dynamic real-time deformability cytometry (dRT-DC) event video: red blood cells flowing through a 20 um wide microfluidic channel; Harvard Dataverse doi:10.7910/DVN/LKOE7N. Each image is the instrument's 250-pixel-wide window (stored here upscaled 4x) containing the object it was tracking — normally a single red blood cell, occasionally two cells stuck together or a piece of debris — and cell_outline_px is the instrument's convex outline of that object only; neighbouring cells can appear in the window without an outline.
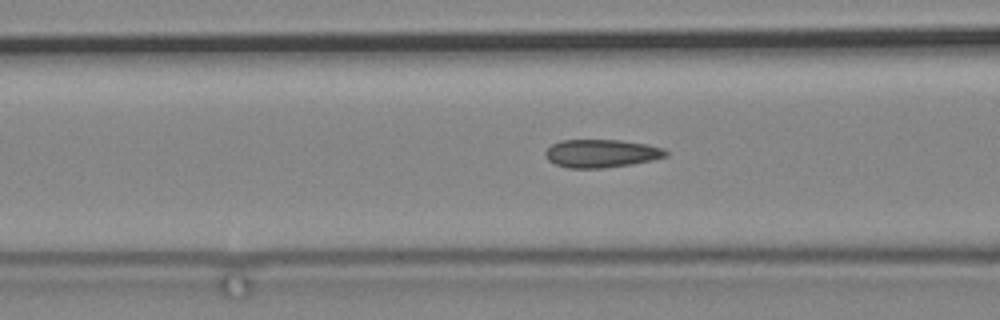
{"species": "common noctule bat (a hibernating species)", "species_latin": "Nyctalus noctula", "temperature_condition": "cold", "stored_images_in_passage": 84, "camera_frame_rate_fps": 3000, "um_per_image_px": 0.085, "animal": {"sex": "male", "body_mass_g": 19.2, "forearm_length_mm": 51.8}, "frame": {"image": 1, "passage_image": 45, "time_ms": 14.667, "image_size_px": [1000, 320], "cell_outline_px": [[668, 156], [652, 160], [632, 164], [600, 168], [568, 168], [556, 164], [548, 160], [544, 152], [552, 144], [560, 140], [620, 140], [648, 144], [664, 148], [668, 152]], "centroid_in_image_um": [51.13, 13.03], "position_along_channel_um": 115.5, "area_um2": 19.77}}
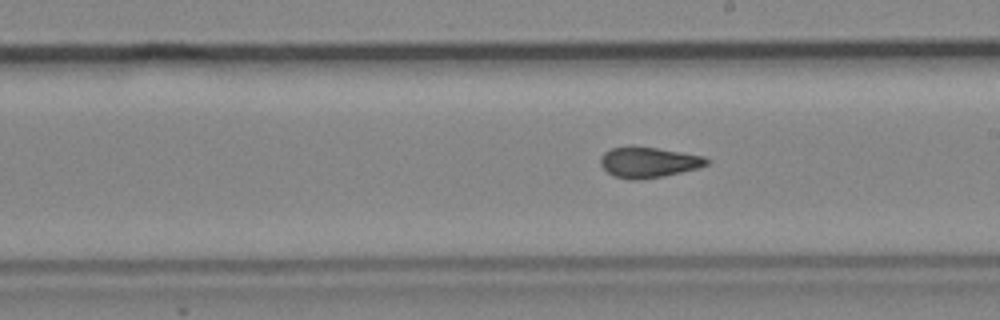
{"frame": {"image": 2, "passage_image": 56, "time_ms": 18.333, "image_size_px": [1000, 320], "cell_outline_px": [[712, 160], [708, 164], [700, 168], [664, 176], [636, 180], [632, 180], [612, 176], [600, 164], [600, 156], [604, 152], [612, 148], [632, 144], [704, 156]], "centroid_in_image_um": [55.12, 13.78], "position_along_channel_um": 233.9, "area_um2": 19.31}}
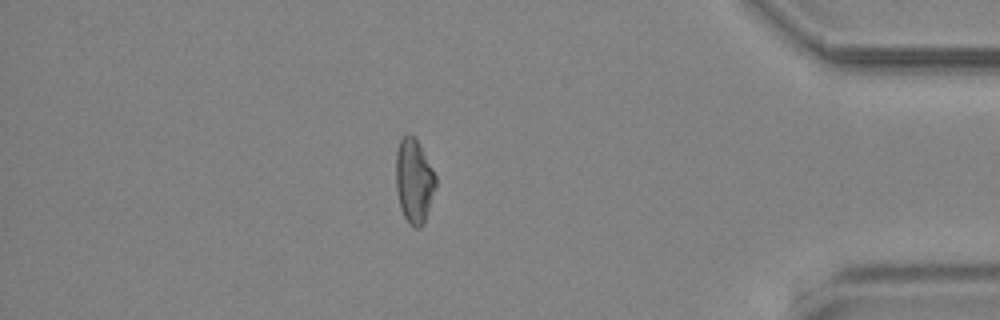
{"frame": {"image": 3, "passage_image": 75, "time_ms": 24.667, "image_size_px": [1000, 320], "cell_outline_px": [[436, 188], [424, 224], [420, 228], [416, 228], [408, 224], [400, 208], [396, 188], [396, 152], [400, 140], [408, 132], [416, 140], [432, 168], [436, 176]], "centroid_in_image_um": [35.19, 15.43], "position_along_channel_um": 400.0, "area_um2": 19.54}}